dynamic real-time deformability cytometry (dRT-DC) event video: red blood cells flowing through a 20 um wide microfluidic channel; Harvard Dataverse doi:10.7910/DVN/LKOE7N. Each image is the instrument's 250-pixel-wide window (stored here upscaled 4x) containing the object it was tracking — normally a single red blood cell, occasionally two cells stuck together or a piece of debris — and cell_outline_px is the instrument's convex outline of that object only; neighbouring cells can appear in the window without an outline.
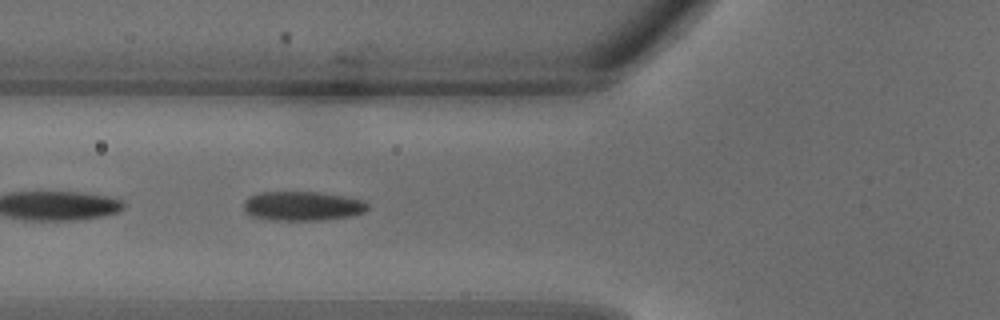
{"species": "common noctule bat (a hibernating species)", "species_latin": "Nyctalus noctula", "temperature_condition": "warm", "stored_images_in_passage": 12, "camera_frame_rate_fps": 3000, "um_per_image_px": 0.085, "animal": {"sex": "male", "body_mass_g": 18.8}, "frame": {"image": 1, "passage_image": 12, "time_ms": 3.667, "image_size_px": [1000, 320], "cell_outline_px": [[368, 208], [364, 212], [352, 216], [316, 220], [276, 220], [252, 216], [244, 208], [244, 200], [248, 196], [260, 192], [316, 192], [344, 196], [364, 200], [368, 204]], "centroid_in_image_um": [25.72, 17.5], "position_along_channel_um": 100.1, "area_um2": 21.04}}